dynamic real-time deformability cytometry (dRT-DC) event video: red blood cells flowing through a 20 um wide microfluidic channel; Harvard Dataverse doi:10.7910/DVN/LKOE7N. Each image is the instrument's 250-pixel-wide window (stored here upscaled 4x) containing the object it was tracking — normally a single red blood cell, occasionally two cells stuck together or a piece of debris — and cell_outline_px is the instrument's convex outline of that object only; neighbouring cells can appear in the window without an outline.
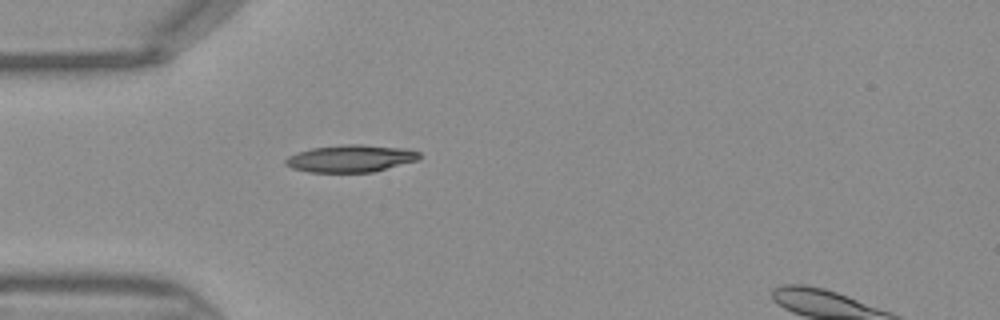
{"species": "Egyptian fruit bat (a non-hibernating species)", "species_latin": "Rousettus aegyptiacus", "temperature_condition": "warm", "stored_images_in_passage": 35, "camera_frame_rate_fps": 3000, "um_per_image_px": 0.085, "frame": {"image": 1, "passage_image": 3, "time_ms": 0.667, "image_size_px": [1000, 320], "cell_outline_px": [[424, 156], [416, 160], [372, 172], [308, 172], [292, 168], [284, 164], [284, 160], [288, 156], [296, 152], [312, 148], [348, 144], [360, 144], [404, 148], [420, 152]], "centroid_in_image_um": [29.78, 13.47], "position_along_channel_um": 55.2, "area_um2": 21.21}}
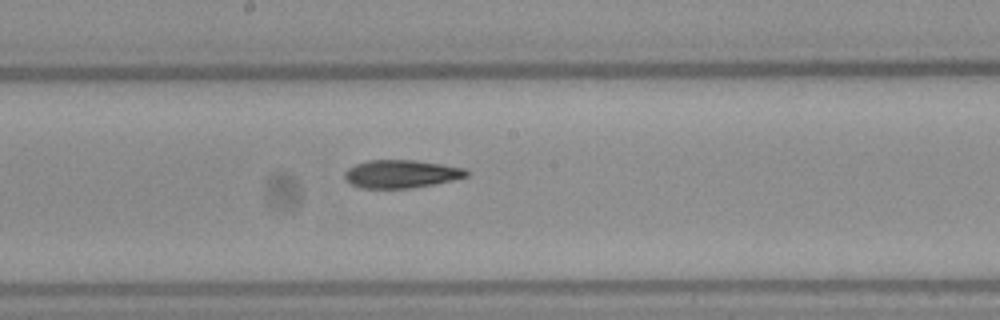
{"frame": {"image": 2, "passage_image": 14, "time_ms": 4.333, "image_size_px": [1000, 320], "cell_outline_px": [[468, 176], [452, 180], [432, 184], [408, 188], [360, 188], [352, 184], [344, 176], [344, 172], [348, 168], [356, 164], [368, 160], [412, 160], [440, 164], [464, 168], [468, 172]], "centroid_in_image_um": [34.07, 14.78], "position_along_channel_um": 214.1, "area_um2": 19.59}}
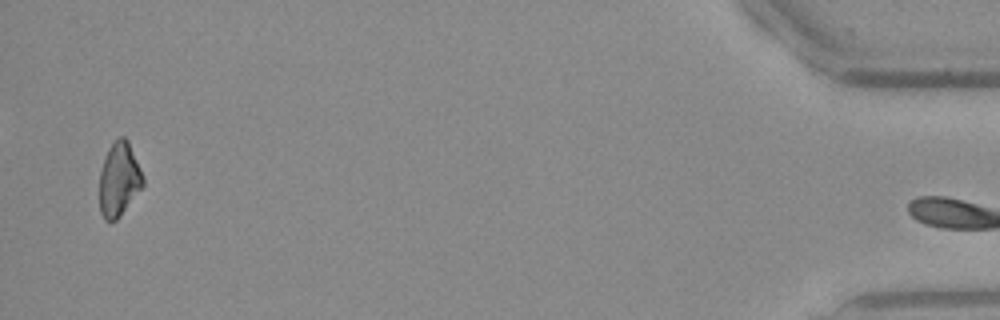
{"frame": {"image": 3, "passage_image": 34, "time_ms": 11.0, "image_size_px": [1000, 320], "cell_outline_px": [[144, 184], [120, 216], [116, 220], [104, 220], [100, 212], [100, 172], [104, 156], [108, 148], [120, 136], [124, 136], [128, 140], [144, 176]], "centroid_in_image_um": [10.12, 15.23], "position_along_channel_um": 425.1, "area_um2": 18.67}}